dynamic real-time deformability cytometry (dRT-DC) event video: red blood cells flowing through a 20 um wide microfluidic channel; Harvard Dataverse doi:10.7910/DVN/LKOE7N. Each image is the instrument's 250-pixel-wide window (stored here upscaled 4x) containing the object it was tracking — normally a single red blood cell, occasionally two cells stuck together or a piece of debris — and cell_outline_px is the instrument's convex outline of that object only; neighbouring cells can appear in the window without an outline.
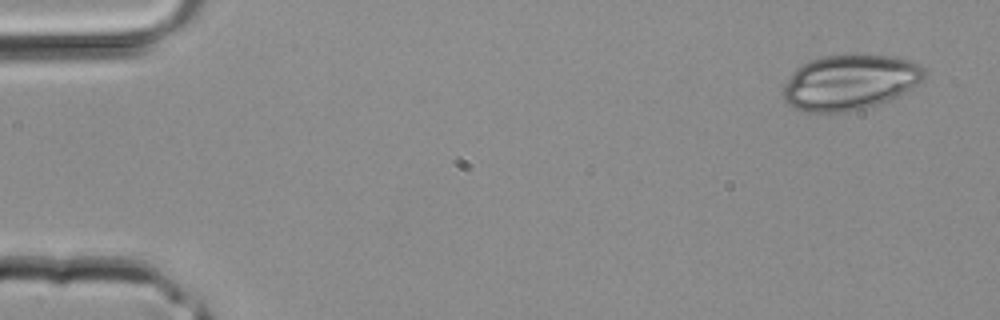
{"species": "common noctule bat (a hibernating species)", "species_latin": "Nyctalus noctula", "temperature_condition": "room temperature", "stored_images_in_passage": 3, "camera_frame_rate_fps": 3000, "um_per_image_px": 0.085, "animal": {"sex": "male", "body_mass_g": 20.4}, "frame": {"image": 1, "passage_image": 1, "time_ms": 0.0, "image_size_px": [1000, 320], "cell_outline_px": [[924, 80], [904, 92], [888, 100], [864, 108], [848, 112], [804, 112], [792, 108], [784, 100], [784, 88], [792, 72], [800, 64], [808, 60], [824, 56], [892, 56], [912, 60], [920, 64], [924, 68]], "centroid_in_image_um": [72.22, 7.0], "position_along_channel_um": 12.8, "area_um2": 45.2}}